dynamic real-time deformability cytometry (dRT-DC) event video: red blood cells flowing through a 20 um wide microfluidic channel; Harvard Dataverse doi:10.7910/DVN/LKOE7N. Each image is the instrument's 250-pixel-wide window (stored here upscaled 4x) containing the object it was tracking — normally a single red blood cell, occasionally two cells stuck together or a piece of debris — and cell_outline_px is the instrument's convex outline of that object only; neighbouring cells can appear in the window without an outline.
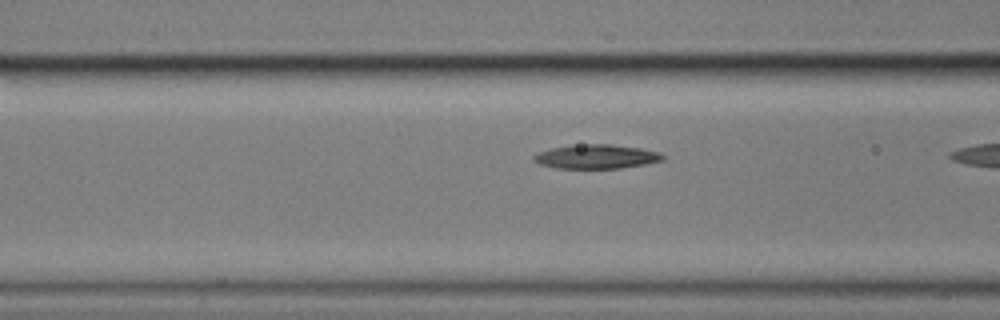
{"species": "common noctule bat (a hibernating species)", "species_latin": "Nyctalus noctula", "temperature_condition": "cold", "stored_images_in_passage": 17, "camera_frame_rate_fps": 3000, "um_per_image_px": 0.085, "animal": {"sex": "male", "body_mass_g": 17.9}, "frame": {"image": 1, "passage_image": 16, "time_ms": 5.0, "image_size_px": [1000, 320], "cell_outline_px": [[664, 160], [644, 164], [620, 168], [556, 168], [540, 164], [532, 160], [532, 156], [536, 152], [552, 148], [580, 144], [608, 144], [640, 148], [660, 152], [664, 156]], "centroid_in_image_um": [50.66, 13.31], "position_along_channel_um": 115.9, "area_um2": 18.09}}